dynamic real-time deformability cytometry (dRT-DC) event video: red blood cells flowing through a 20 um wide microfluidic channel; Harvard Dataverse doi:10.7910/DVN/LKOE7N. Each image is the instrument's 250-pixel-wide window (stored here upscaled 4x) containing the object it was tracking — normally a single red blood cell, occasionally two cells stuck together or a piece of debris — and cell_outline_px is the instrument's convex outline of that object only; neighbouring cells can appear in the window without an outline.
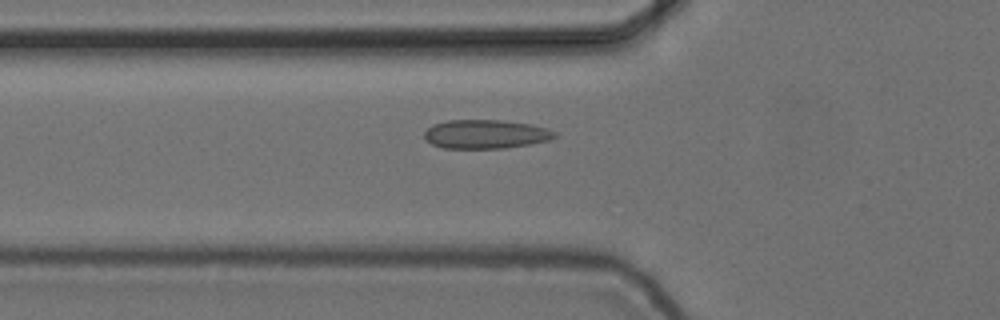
{"species": "common noctule bat (a hibernating species)", "species_latin": "Nyctalus noctula", "temperature_condition": "cold", "stored_images_in_passage": 39, "camera_frame_rate_fps": 3000, "um_per_image_px": 0.085, "animal": {"sex": "female", "body_mass_g": 24.6, "forearm_length_mm": 56.2}, "frame": {"image": 1, "passage_image": 3, "time_ms": 0.667, "image_size_px": [1000, 320], "cell_outline_px": [[560, 136], [548, 140], [528, 144], [504, 148], [444, 148], [432, 144], [424, 136], [424, 132], [432, 124], [448, 120], [504, 120], [532, 124], [548, 128], [556, 132]], "centroid_in_image_um": [41.32, 11.39], "position_along_channel_um": 84.5, "area_um2": 22.02}}
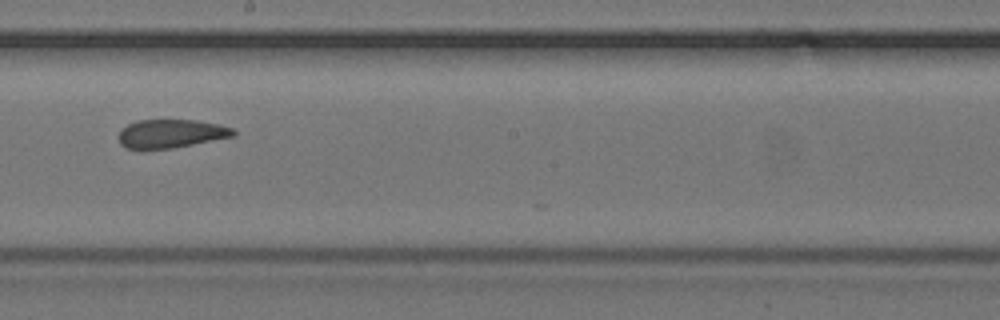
{"frame": {"image": 2, "passage_image": 15, "time_ms": 4.667, "image_size_px": [1000, 320], "cell_outline_px": [[236, 136], [172, 148], [128, 148], [120, 144], [120, 128], [136, 120], [196, 120], [220, 124], [236, 128]], "centroid_in_image_um": [14.6, 11.34], "position_along_channel_um": 233.6, "area_um2": 19.07}}
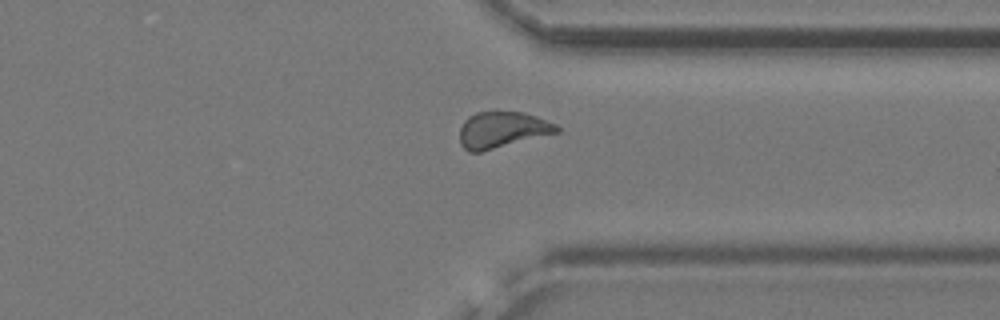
{"frame": {"image": 3, "passage_image": 26, "time_ms": 8.333, "image_size_px": [1000, 320], "cell_outline_px": [[560, 132], [480, 152], [468, 152], [460, 144], [460, 128], [464, 120], [468, 116], [476, 112], [520, 112], [536, 116], [556, 124], [560, 128]], "centroid_in_image_um": [42.67, 11.04], "position_along_channel_um": 368.7, "area_um2": 20.46}, "authors_computed_cell_mechanics": {"area_um2": 20.1144, "velocity_mm_per_s": 3.7088, "shape_relaxation_time_tau1_ms": null, "shape_relaxation_time_tau2_ms": 2.9863, "deformation_change_tau1": null, "deformation_change_tau2": 0.0638}}